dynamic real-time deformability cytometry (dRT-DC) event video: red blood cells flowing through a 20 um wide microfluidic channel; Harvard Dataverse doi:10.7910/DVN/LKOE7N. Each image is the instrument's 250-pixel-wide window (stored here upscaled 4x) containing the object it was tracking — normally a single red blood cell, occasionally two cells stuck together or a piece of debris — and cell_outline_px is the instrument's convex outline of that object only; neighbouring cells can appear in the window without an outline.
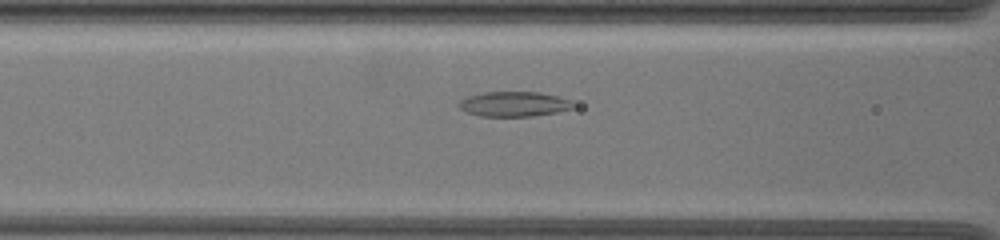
{"species": "common noctule bat (a hibernating species)", "species_latin": "Nyctalus noctula", "temperature_condition": "warm", "stored_images_in_passage": 30, "segment_of_instrument_passage": [1, 2], "camera_frame_rate_fps": 3000, "um_per_image_px": 0.085, "animal": {"sex": "female", "body_mass_g": 19.5, "forearm_length_mm": 54.1}, "frame": {"image": 1, "passage_image": 4, "time_ms": 1.0, "image_size_px": [1000, 240], "cell_outline_px": [[576, 108], [556, 112], [532, 116], [480, 116], [468, 112], [460, 108], [456, 104], [460, 100], [468, 96], [484, 92], [540, 92], [560, 96], [572, 100]], "centroid_in_image_um": [43.73, 8.83], "position_along_channel_um": 122.9, "area_um2": 16.76}}
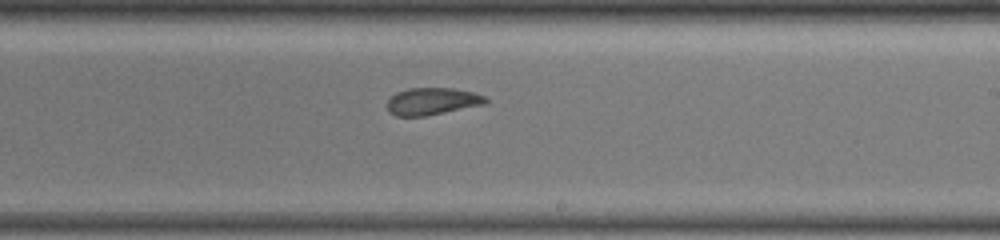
{"frame": {"image": 2, "passage_image": 15, "time_ms": 4.667, "image_size_px": [1000, 240], "cell_outline_px": [[488, 100], [484, 104], [424, 116], [396, 116], [388, 112], [388, 100], [396, 92], [408, 88], [452, 88], [472, 92], [484, 96]], "centroid_in_image_um": [36.7, 8.61], "position_along_channel_um": 252.3, "area_um2": 15.37}}
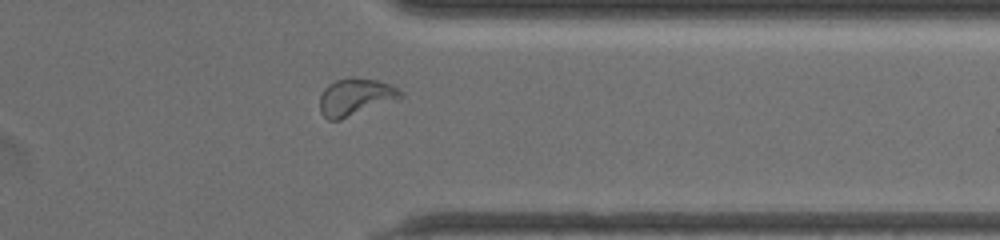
{"frame": {"image": 3, "passage_image": 26, "time_ms": 8.333, "image_size_px": [1000, 240], "cell_outline_px": [[404, 96], [340, 120], [328, 120], [320, 112], [320, 96], [324, 88], [328, 84], [336, 80], [352, 76], [376, 80], [388, 84], [404, 92]], "centroid_in_image_um": [30.17, 8.23], "position_along_channel_um": 381.2, "area_um2": 17.34}}